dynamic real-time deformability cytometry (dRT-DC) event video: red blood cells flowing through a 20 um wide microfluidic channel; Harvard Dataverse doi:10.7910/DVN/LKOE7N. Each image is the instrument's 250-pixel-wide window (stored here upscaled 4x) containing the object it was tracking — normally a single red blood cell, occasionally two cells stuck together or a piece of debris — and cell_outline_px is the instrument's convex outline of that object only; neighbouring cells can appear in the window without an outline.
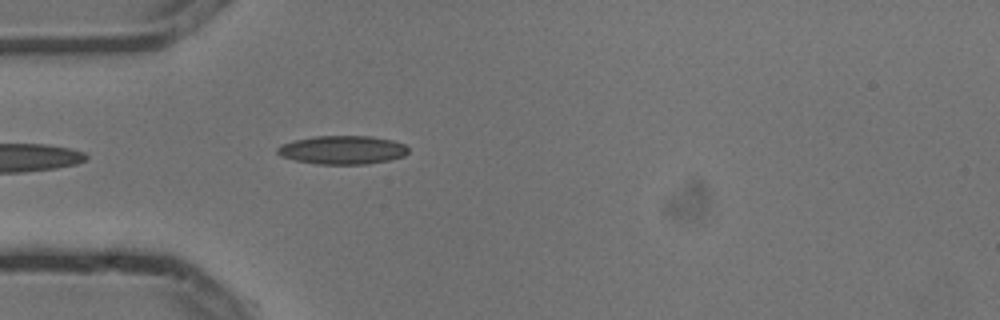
{"species": "common noctule bat (a hibernating species)", "species_latin": "Nyctalus noctula", "temperature_condition": "cold", "stored_images_in_passage": 5, "camera_frame_rate_fps": 3000, "um_per_image_px": 0.085, "animal": {"sex": "male", "body_mass_g": 13.3}, "frame": {"image": 1, "passage_image": 5, "time_ms": 1.333, "image_size_px": [1000, 320], "cell_outline_px": [[408, 152], [404, 156], [388, 160], [368, 164], [316, 164], [296, 160], [280, 156], [276, 152], [276, 148], [280, 144], [292, 140], [316, 136], [372, 136], [392, 140], [404, 144], [408, 148]], "centroid_in_image_um": [29.08, 12.74], "position_along_channel_um": 55.9, "area_um2": 21.91}}